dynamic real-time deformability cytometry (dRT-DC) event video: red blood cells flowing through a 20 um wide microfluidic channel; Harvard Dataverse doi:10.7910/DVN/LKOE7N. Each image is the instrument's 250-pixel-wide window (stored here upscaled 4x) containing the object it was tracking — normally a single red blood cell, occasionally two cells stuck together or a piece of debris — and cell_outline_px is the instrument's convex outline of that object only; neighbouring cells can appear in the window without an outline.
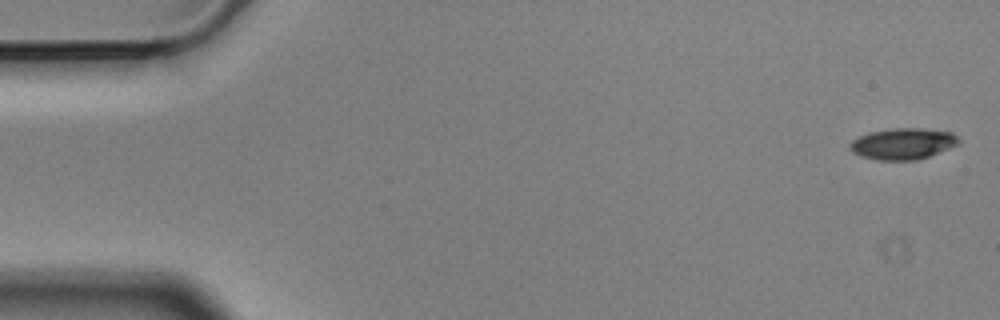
{"species": "Egyptian fruit bat (a non-hibernating species)", "species_latin": "Rousettus aegyptiacus", "temperature_condition": "cold", "stored_images_in_passage": 5, "camera_frame_rate_fps": 3000, "um_per_image_px": 0.085, "animal": {"sex": "male"}, "frame": {"image": 1, "passage_image": 1, "time_ms": 0.0, "image_size_px": [1000, 320], "cell_outline_px": [[960, 140], [956, 144], [948, 148], [928, 156], [916, 160], [876, 160], [860, 156], [852, 152], [852, 140], [868, 132], [888, 128], [924, 128], [952, 132]], "centroid_in_image_um": [76.73, 12.2], "position_along_channel_um": 8.3, "area_um2": 19.65}}
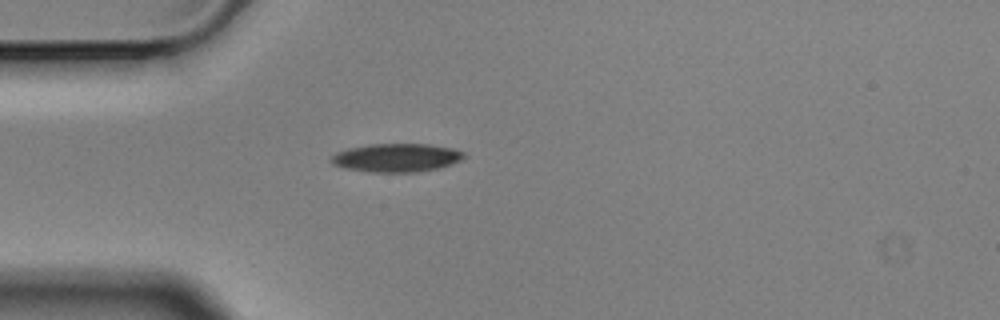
{"frame": {"image": 2, "passage_image": 5, "time_ms": 1.333, "image_size_px": [1000, 320], "cell_outline_px": [[468, 156], [464, 160], [452, 164], [436, 168], [416, 172], [368, 172], [344, 168], [332, 164], [328, 160], [336, 152], [348, 148], [368, 144], [428, 144], [452, 148], [464, 152]], "centroid_in_image_um": [33.7, 13.4], "position_along_channel_um": 51.3, "area_um2": 22.25}}